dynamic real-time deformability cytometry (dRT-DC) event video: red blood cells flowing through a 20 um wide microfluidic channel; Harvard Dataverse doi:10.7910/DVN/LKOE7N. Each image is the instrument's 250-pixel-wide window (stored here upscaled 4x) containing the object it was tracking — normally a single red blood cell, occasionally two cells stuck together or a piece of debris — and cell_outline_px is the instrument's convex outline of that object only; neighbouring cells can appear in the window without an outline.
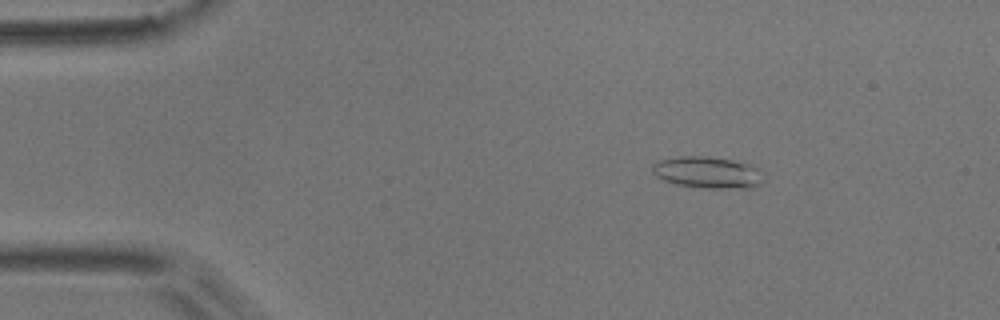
{"species": "common noctule bat (a hibernating species)", "species_latin": "Nyctalus noctula", "temperature_condition": "room temperature", "stored_images_in_passage": 4, "camera_frame_rate_fps": 3000, "um_per_image_px": 0.085, "animal": {"sex": "male", "body_mass_g": 17.9}, "frame": {"image": 1, "passage_image": 2, "time_ms": 0.333, "image_size_px": [1000, 320], "cell_outline_px": [[764, 180], [760, 184], [752, 188], [704, 188], [676, 184], [664, 180], [656, 176], [652, 172], [652, 164], [656, 160], [680, 156], [708, 156], [744, 160], [764, 172]], "centroid_in_image_um": [60.21, 14.63], "position_along_channel_um": 24.8, "area_um2": 21.21}}